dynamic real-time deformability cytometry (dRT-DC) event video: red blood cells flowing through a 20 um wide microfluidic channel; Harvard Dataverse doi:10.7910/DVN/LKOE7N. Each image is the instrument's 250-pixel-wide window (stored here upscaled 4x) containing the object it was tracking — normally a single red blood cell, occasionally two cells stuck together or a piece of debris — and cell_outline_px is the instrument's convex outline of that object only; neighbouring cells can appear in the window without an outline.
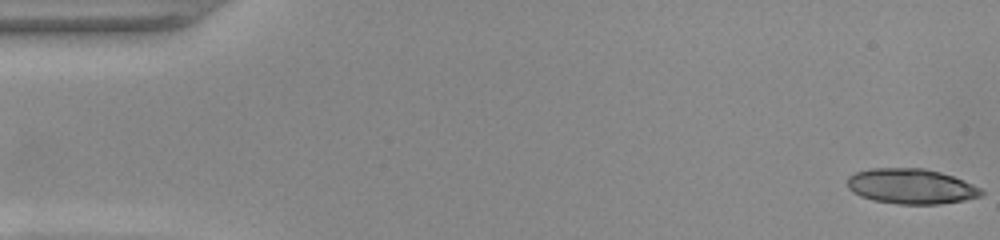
{"species": "common noctule bat (a hibernating species)", "species_latin": "Nyctalus noctula", "temperature_condition": "warm", "stored_images_in_passage": 19, "camera_frame_rate_fps": 3000, "um_per_image_px": 0.085, "animal": {"sex": "female", "body_mass_g": 22.0, "forearm_length_mm": 56.7}, "frame": {"image": 1, "passage_image": 1, "time_ms": 0.0, "image_size_px": [1000, 240], "cell_outline_px": [[984, 192], [980, 196], [964, 200], [940, 204], [896, 204], [872, 200], [860, 196], [852, 192], [848, 188], [848, 176], [856, 172], [872, 168], [924, 168], [940, 172], [952, 176], [972, 184], [980, 188]], "centroid_in_image_um": [77.42, 15.84], "position_along_channel_um": 7.6, "area_um2": 27.46}}
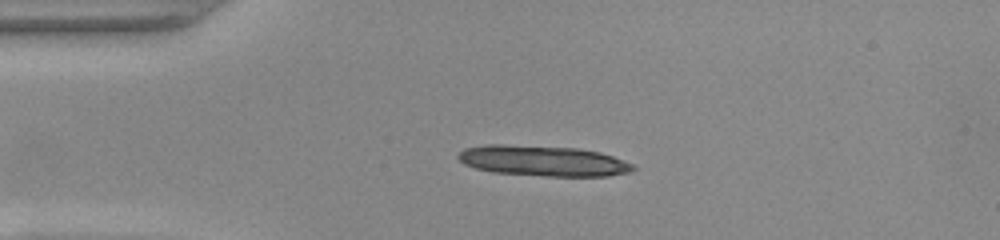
{"frame": {"image": 2, "passage_image": 12, "time_ms": 3.667, "image_size_px": [1000, 240], "cell_outline_px": [[636, 168], [632, 172], [608, 176], [548, 176], [492, 172], [476, 168], [464, 164], [456, 156], [464, 148], [488, 144], [504, 144], [576, 148], [600, 152], [612, 156], [632, 164]], "centroid_in_image_um": [46.15, 13.67], "position_along_channel_um": 38.9, "area_um2": 31.1}}